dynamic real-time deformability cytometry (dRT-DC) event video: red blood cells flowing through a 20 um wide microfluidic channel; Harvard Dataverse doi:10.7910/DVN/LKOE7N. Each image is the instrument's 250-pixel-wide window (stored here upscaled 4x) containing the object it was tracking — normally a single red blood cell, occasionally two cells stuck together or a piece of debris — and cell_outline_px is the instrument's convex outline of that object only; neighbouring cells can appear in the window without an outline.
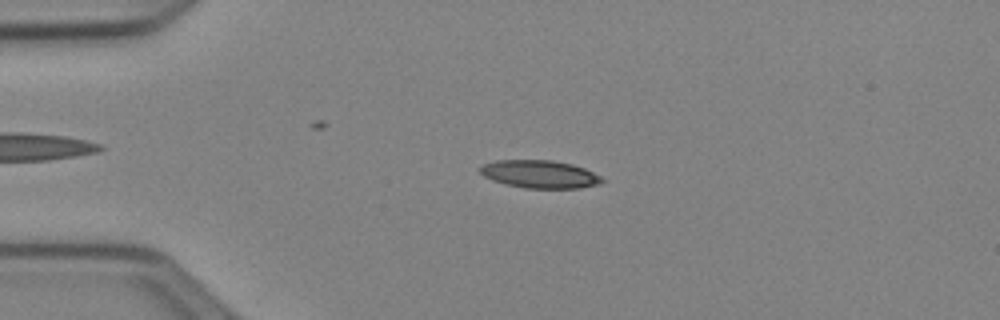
{"species": "Egyptian fruit bat (a non-hibernating species)", "species_latin": "Rousettus aegyptiacus", "temperature_condition": "cold", "stored_images_in_passage": 36, "camera_frame_rate_fps": 3000, "um_per_image_px": 0.085, "animal": {"sex": "female"}, "frame": {"image": 1, "passage_image": 12, "time_ms": 3.667, "image_size_px": [1000, 320], "cell_outline_px": [[604, 180], [600, 184], [580, 188], [524, 188], [504, 184], [492, 180], [484, 176], [476, 168], [484, 164], [496, 160], [552, 160], [572, 164], [584, 168], [600, 176]], "centroid_in_image_um": [45.85, 14.8], "position_along_channel_um": 39.2, "area_um2": 19.88}}
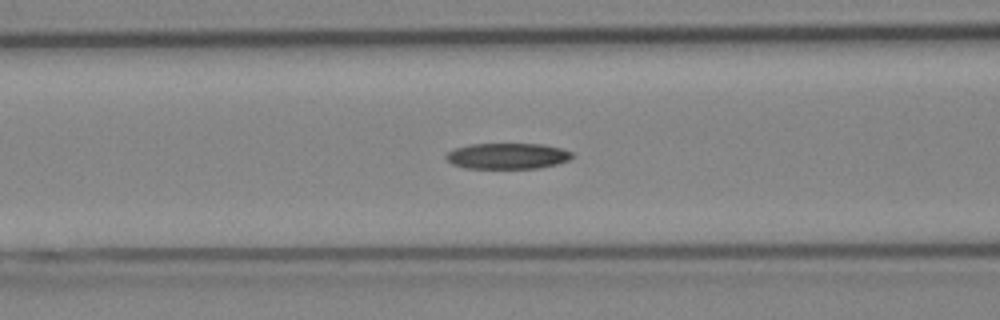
{"frame": {"image": 2, "passage_image": 21, "time_ms": 6.667, "image_size_px": [1000, 320], "cell_outline_px": [[572, 156], [568, 160], [556, 164], [536, 168], [464, 168], [452, 164], [444, 156], [448, 152], [456, 148], [468, 144], [544, 144], [560, 148], [572, 152]], "centroid_in_image_um": [43.1, 13.26], "position_along_channel_um": 123.5, "area_um2": 18.9}}
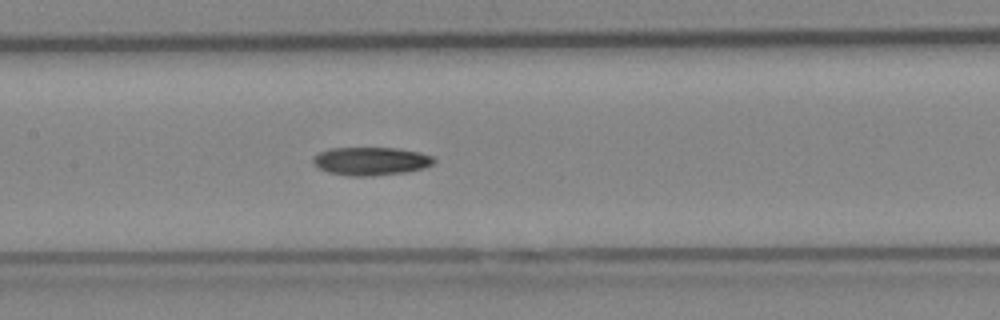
{"frame": {"image": 3, "passage_image": 25, "time_ms": 8.0, "image_size_px": [1000, 320], "cell_outline_px": [[436, 160], [432, 164], [424, 168], [404, 172], [368, 176], [352, 176], [328, 172], [312, 164], [312, 156], [328, 148], [396, 148], [420, 152], [432, 156]], "centroid_in_image_um": [31.5, 13.69], "position_along_channel_um": 175.9, "area_um2": 19.83}}